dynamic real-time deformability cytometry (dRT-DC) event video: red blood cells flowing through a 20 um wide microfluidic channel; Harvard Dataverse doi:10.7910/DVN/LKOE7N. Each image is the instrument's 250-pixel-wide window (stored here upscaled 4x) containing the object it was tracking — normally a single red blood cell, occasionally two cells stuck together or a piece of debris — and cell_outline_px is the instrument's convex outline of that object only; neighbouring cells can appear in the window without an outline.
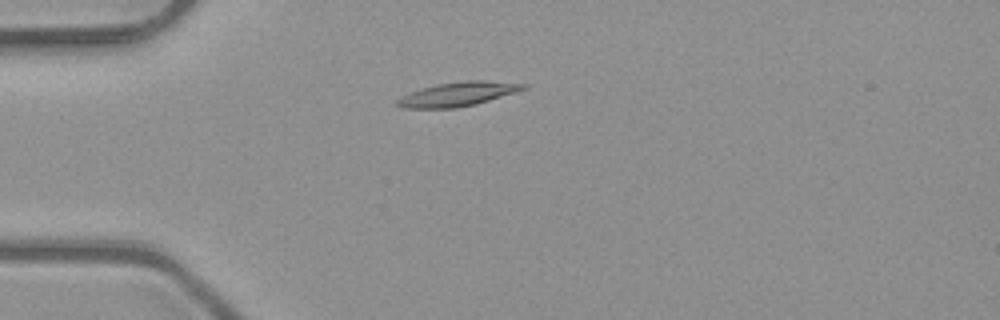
{"species": "common noctule bat (a hibernating species)", "species_latin": "Nyctalus noctula", "temperature_condition": "room temperature", "stored_images_in_passage": 3, "camera_frame_rate_fps": 3000, "um_per_image_px": 0.085, "animal": {"sex": "male", "body_mass_g": 23.1, "forearm_length_mm": 52.7}, "frame": {"image": 1, "passage_image": 3, "time_ms": 0.667, "image_size_px": [1000, 320], "cell_outline_px": [[528, 88], [516, 92], [476, 104], [456, 108], [404, 108], [396, 104], [396, 100], [412, 92], [436, 84], [464, 80], [484, 80], [528, 84]], "centroid_in_image_um": [38.98, 7.99], "position_along_channel_um": 46.0, "area_um2": 17.57}}